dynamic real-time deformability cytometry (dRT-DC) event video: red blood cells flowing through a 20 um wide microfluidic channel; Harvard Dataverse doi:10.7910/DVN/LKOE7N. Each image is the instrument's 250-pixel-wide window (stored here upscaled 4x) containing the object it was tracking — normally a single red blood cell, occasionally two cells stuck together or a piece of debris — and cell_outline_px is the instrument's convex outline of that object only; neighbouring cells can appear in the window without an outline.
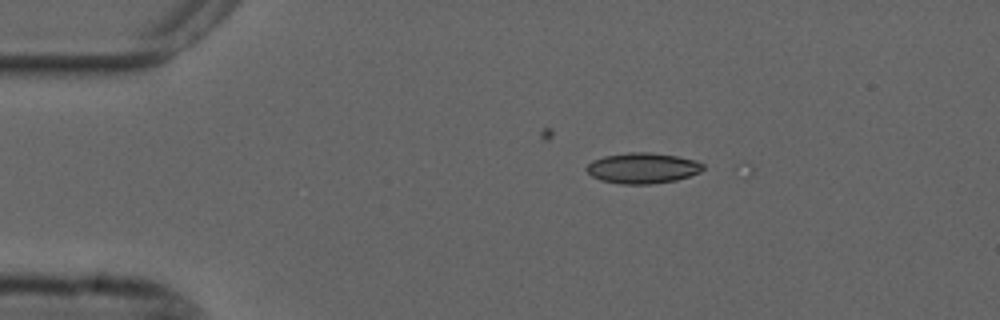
{"species": "common noctule bat (a hibernating species)", "species_latin": "Nyctalus noctula", "temperature_condition": "cold", "stored_images_in_passage": 12, "camera_frame_rate_fps": 3000, "um_per_image_px": 0.085, "animal": {"sex": "male", "forearm_length_mm": 52.5}, "frame": {"image": 1, "passage_image": 3, "time_ms": 0.667, "image_size_px": [1000, 320], "cell_outline_px": [[704, 168], [700, 172], [676, 180], [652, 184], [620, 184], [600, 180], [592, 176], [584, 168], [592, 160], [604, 156], [628, 152], [648, 152], [676, 156], [696, 160], [704, 164]], "centroid_in_image_um": [54.6, 14.29], "position_along_channel_um": 30.4, "area_um2": 20.87}}
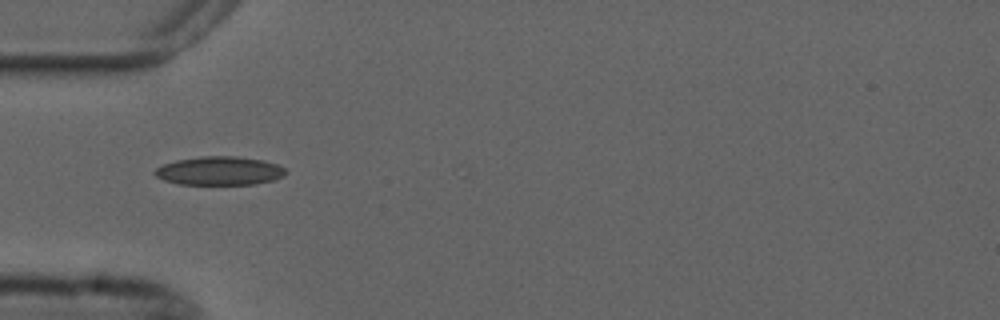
{"frame": {"image": 2, "passage_image": 10, "time_ms": 3.0, "image_size_px": [1000, 320], "cell_outline_px": [[288, 172], [284, 176], [276, 180], [256, 184], [180, 184], [164, 180], [156, 176], [152, 172], [156, 168], [164, 164], [176, 160], [200, 156], [236, 156], [264, 160], [276, 164], [284, 168]], "centroid_in_image_um": [18.68, 14.52], "position_along_channel_um": 66.3, "area_um2": 21.96}}